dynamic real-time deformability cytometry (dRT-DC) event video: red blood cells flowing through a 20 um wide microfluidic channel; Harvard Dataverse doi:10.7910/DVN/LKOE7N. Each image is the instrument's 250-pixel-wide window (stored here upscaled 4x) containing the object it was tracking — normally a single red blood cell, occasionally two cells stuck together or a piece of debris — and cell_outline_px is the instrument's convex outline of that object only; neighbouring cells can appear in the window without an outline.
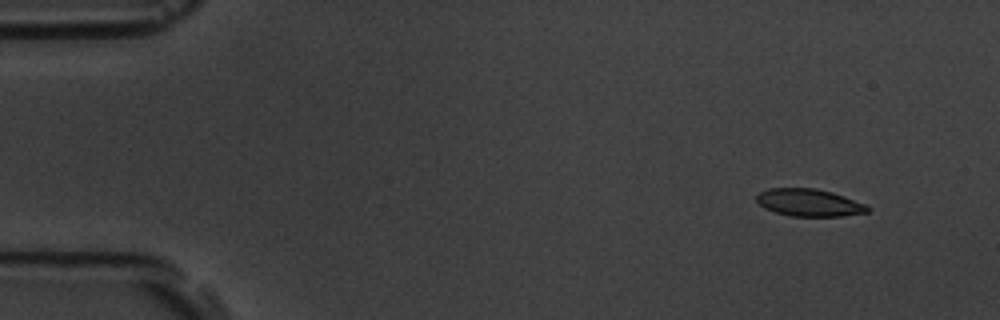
{"species": "common noctule bat (a hibernating species)", "species_latin": "Nyctalus noctula", "temperature_condition": "room temperature", "stored_images_in_passage": 6, "camera_frame_rate_fps": 3000, "um_per_image_px": 0.085, "animal": {"sex": "male", "body_mass_g": 19.5, "forearm_length_mm": 54.6}, "frame": {"image": 1, "passage_image": 2, "time_ms": 1.0, "image_size_px": [1000, 320], "cell_outline_px": [[872, 208], [868, 212], [844, 216], [792, 216], [776, 212], [764, 208], [756, 200], [756, 196], [760, 192], [768, 188], [816, 188], [832, 192], [868, 204]], "centroid_in_image_um": [68.83, 17.22], "position_along_channel_um": 16.2, "area_um2": 17.86}}
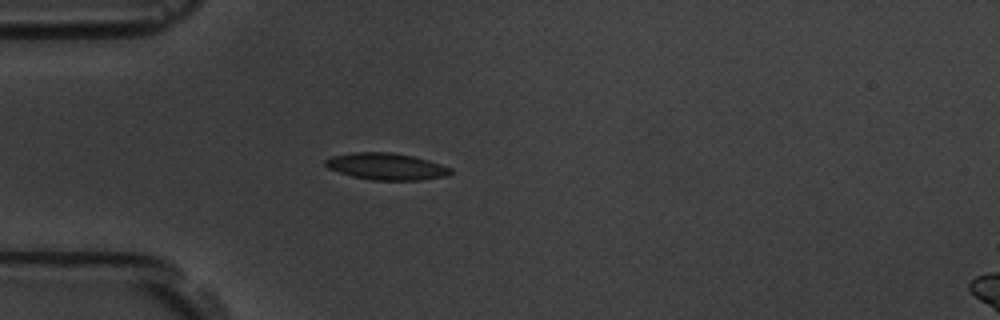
{"frame": {"image": 2, "passage_image": 5, "time_ms": 4.667, "image_size_px": [1000, 320], "cell_outline_px": [[452, 172], [448, 176], [420, 180], [372, 180], [352, 176], [328, 168], [324, 164], [324, 160], [332, 156], [352, 152], [392, 152], [412, 156], [428, 160], [452, 168]], "centroid_in_image_um": [32.84, 14.14], "position_along_channel_um": 52.2, "area_um2": 19.54}}